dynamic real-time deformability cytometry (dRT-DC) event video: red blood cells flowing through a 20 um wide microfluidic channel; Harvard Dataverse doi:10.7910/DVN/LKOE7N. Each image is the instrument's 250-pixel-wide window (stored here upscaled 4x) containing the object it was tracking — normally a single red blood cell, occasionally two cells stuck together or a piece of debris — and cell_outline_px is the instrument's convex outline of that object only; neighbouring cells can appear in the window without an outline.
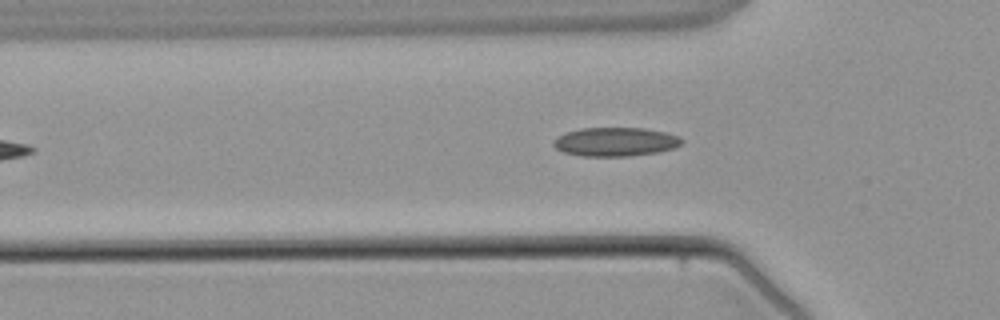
{"species": "common noctule bat (a hibernating species)", "species_latin": "Nyctalus noctula", "temperature_condition": "warm", "stored_images_in_passage": 3, "segment_of_instrument_passage": [1, 2], "camera_frame_rate_fps": 3000, "um_per_image_px": 0.085, "animal": {"sex": "male", "body_mass_g": 21.5, "forearm_length_mm": 52.0}, "frame": {"image": 1, "passage_image": 2, "time_ms": 1.667, "image_size_px": [1000, 320], "cell_outline_px": [[684, 140], [676, 148], [656, 152], [628, 156], [580, 156], [564, 152], [556, 148], [552, 144], [552, 140], [556, 136], [580, 128], [644, 128], [664, 132], [680, 136]], "centroid_in_image_um": [52.3, 12.05], "position_along_channel_um": 73.5, "area_um2": 21.62}}